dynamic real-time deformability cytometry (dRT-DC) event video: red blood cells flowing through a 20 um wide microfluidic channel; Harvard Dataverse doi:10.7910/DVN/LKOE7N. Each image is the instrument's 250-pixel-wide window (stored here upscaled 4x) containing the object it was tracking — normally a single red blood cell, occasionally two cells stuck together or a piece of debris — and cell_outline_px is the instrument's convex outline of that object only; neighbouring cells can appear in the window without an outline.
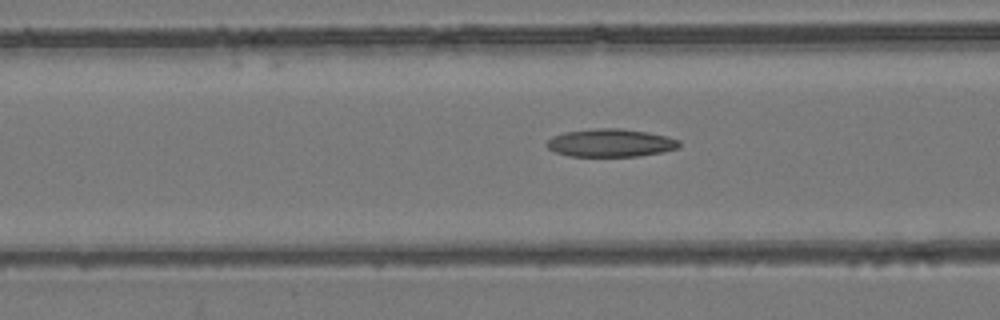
{"species": "common noctule bat (a hibernating species)", "species_latin": "Nyctalus noctula", "temperature_condition": "room temperature", "stored_images_in_passage": 51, "camera_frame_rate_fps": 3000, "um_per_image_px": 0.085, "animal": {"sex": "female", "body_mass_g": 24.6, "forearm_length_mm": 56.2}, "frame": {"image": 1, "passage_image": 19, "time_ms": 6.0, "image_size_px": [1000, 320], "cell_outline_px": [[680, 148], [664, 152], [640, 156], [568, 156], [556, 152], [548, 148], [544, 144], [552, 136], [564, 132], [596, 128], [620, 128], [648, 132], [668, 136], [680, 140]], "centroid_in_image_um": [51.93, 12.14], "position_along_channel_um": 114.7, "area_um2": 21.85}}
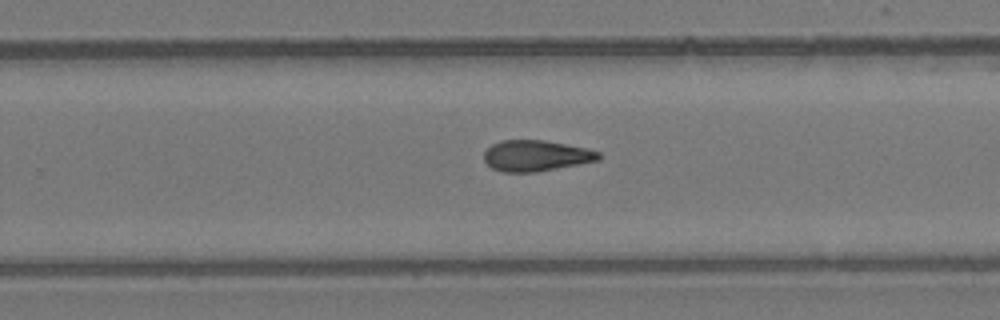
{"frame": {"image": 2, "passage_image": 32, "time_ms": 10.333, "image_size_px": [1000, 320], "cell_outline_px": [[600, 160], [536, 172], [504, 172], [492, 168], [484, 160], [484, 152], [492, 144], [500, 140], [544, 140], [588, 148], [600, 152]], "centroid_in_image_um": [45.56, 13.23], "position_along_channel_um": 284.2, "area_um2": 20.69}}
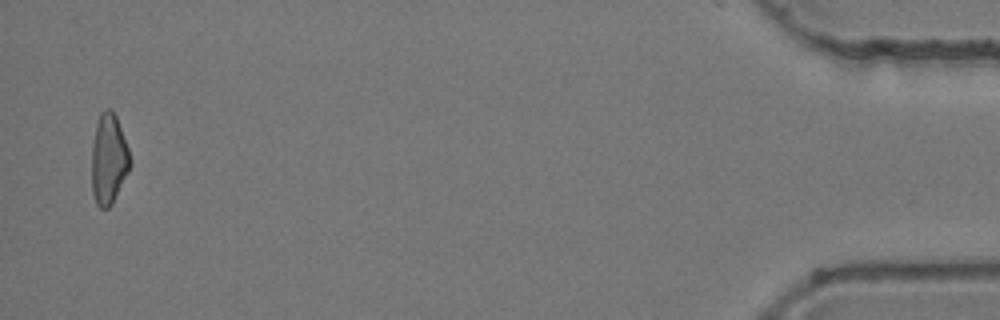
{"frame": {"image": 3, "passage_image": 50, "time_ms": 16.333, "image_size_px": [1000, 320], "cell_outline_px": [[132, 164], [112, 204], [108, 208], [100, 208], [96, 204], [92, 192], [92, 144], [96, 124], [100, 112], [108, 108], [116, 116], [128, 148], [132, 160]], "centroid_in_image_um": [9.24, 13.54], "position_along_channel_um": 426.0, "area_um2": 20.23}, "authors_computed_cell_mechanics": {"area_um2": 21.2126, "velocity_mm_per_s": 3.9236, "shape_relaxation_time_tau1_ms": null, "shape_relaxation_time_tau2_ms": 4.1385, "deformation_change_tau1": null, "deformation_change_tau2": 0.1207}}